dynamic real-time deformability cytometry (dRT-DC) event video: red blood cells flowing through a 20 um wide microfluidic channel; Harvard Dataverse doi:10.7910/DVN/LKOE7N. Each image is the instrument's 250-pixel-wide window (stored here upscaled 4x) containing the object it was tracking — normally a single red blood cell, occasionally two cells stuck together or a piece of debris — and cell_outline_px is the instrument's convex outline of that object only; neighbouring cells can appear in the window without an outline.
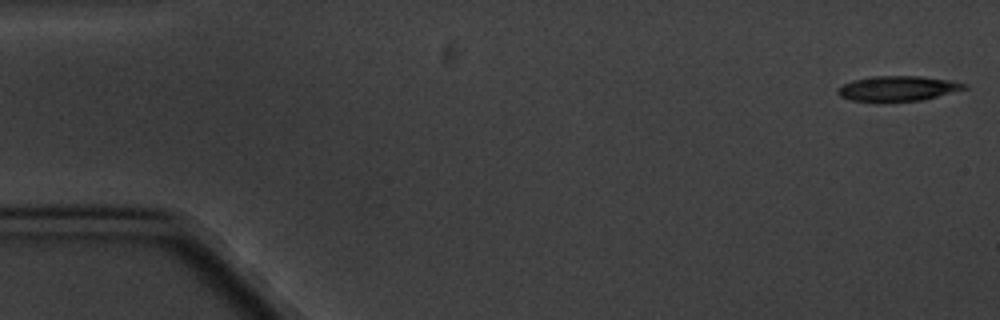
{"species": "common noctule bat (a hibernating species)", "species_latin": "Nyctalus noctula", "temperature_condition": "cold", "stored_images_in_passage": 6, "camera_frame_rate_fps": 3000, "um_per_image_px": 0.085, "animal": {"sex": "male", "body_mass_g": 20.1, "forearm_length_mm": 53.5}, "frame": {"image": 1, "passage_image": 1, "time_ms": 0.0, "image_size_px": [1000, 320], "cell_outline_px": [[968, 88], [920, 100], [848, 100], [840, 96], [836, 92], [836, 88], [852, 80], [872, 76], [920, 76], [952, 80], [968, 84]], "centroid_in_image_um": [76.31, 7.49], "position_along_channel_um": 8.7, "area_um2": 18.15}}